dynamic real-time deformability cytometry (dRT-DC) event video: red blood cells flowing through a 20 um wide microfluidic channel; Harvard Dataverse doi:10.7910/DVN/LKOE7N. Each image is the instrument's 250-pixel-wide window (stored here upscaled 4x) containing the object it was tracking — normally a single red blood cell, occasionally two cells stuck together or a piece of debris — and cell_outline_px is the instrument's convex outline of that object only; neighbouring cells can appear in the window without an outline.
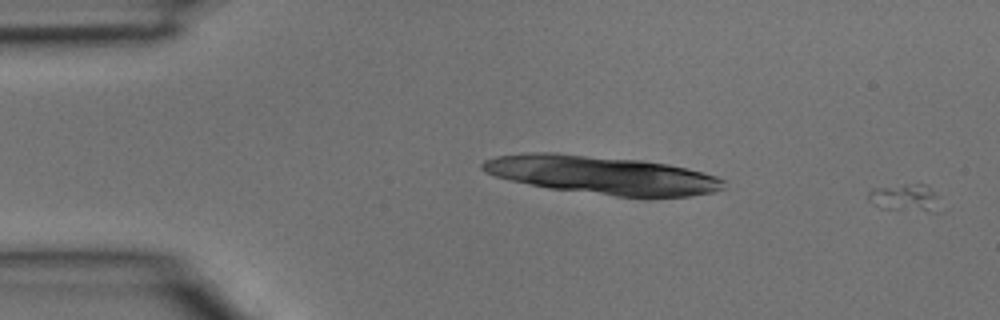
{"species": "common noctule bat (a hibernating species)", "species_latin": "Nyctalus noctula", "temperature_condition": "room temperature", "stored_images_in_passage": 6, "camera_frame_rate_fps": 3000, "um_per_image_px": 0.085, "animal": {"sex": "male", "body_mass_g": 15.6}, "frame": {"image": 1, "passage_image": 1, "time_ms": 0.0, "image_size_px": [1000, 320], "cell_outline_px": [[936, 196], [928, 212], [880, 208], [872, 204], [868, 200], [868, 192], [872, 188], [904, 184], [924, 184]], "centroid_in_image_um": [76.73, 16.78], "position_along_channel_um": 8.3, "area_um2": 10.81}}